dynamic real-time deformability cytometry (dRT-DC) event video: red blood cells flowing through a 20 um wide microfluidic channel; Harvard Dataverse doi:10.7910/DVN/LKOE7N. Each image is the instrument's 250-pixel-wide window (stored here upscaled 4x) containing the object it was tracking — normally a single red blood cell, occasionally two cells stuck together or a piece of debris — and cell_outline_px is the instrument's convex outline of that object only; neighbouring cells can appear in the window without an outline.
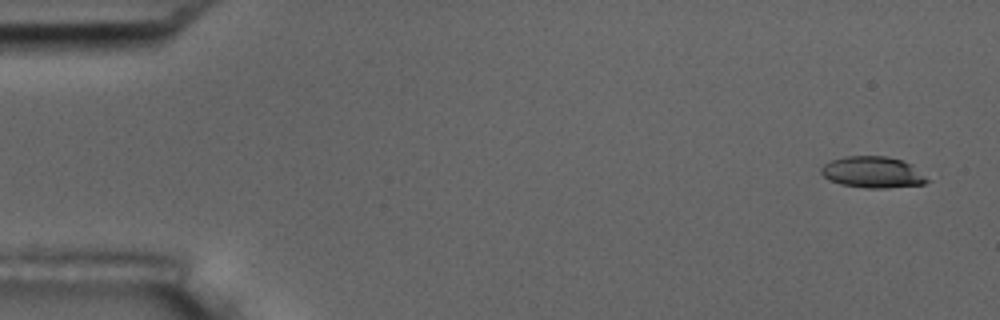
{"species": "common noctule bat (a hibernating species)", "species_latin": "Nyctalus noctula", "temperature_condition": "room temperature", "stored_images_in_passage": 3, "segment_of_instrument_passage": [2, 2], "camera_frame_rate_fps": 3000, "um_per_image_px": 0.085, "animal": {"sex": "male", "body_mass_g": 17.5, "forearm_length_mm": 52.3}, "frame": {"image": 1, "passage_image": 3, "time_ms": 2.667, "image_size_px": [1000, 320], "cell_outline_px": [[932, 180], [924, 184], [888, 188], [868, 188], [840, 184], [828, 180], [820, 172], [820, 168], [824, 164], [832, 160], [844, 156], [888, 156], [912, 164]], "centroid_in_image_um": [74.21, 14.64], "position_along_channel_um": 10.8, "area_um2": 19.59}}